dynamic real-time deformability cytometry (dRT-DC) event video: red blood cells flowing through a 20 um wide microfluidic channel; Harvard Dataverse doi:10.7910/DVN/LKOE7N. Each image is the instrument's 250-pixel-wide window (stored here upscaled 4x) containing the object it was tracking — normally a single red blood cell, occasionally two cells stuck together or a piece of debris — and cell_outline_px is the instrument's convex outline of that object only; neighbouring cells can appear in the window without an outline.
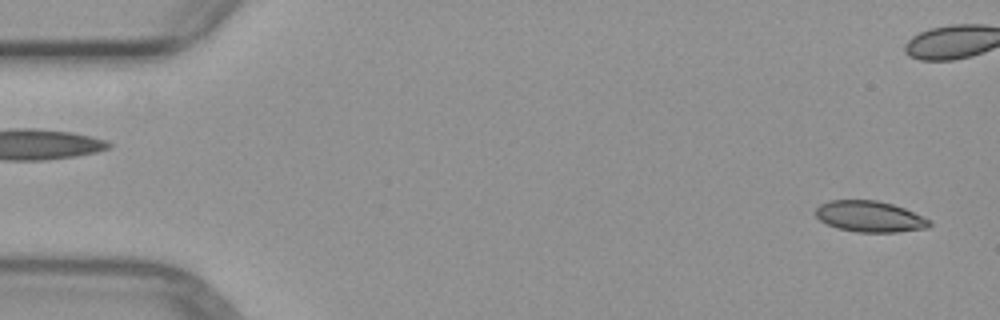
{"species": "common noctule bat (a hibernating species)", "species_latin": "Nyctalus noctula", "temperature_condition": "warm", "stored_images_in_passage": 4, "segment_of_instrument_passage": [2, 2], "camera_frame_rate_fps": 3000, "um_per_image_px": 0.085, "animal": {"sex": "female", "body_mass_g": 29.2, "forearm_length_mm": 56.3}, "frame": {"image": 1, "passage_image": 4, "time_ms": 5.0, "image_size_px": [1000, 320], "cell_outline_px": [[932, 224], [928, 228], [896, 232], [856, 232], [836, 228], [820, 220], [816, 216], [816, 208], [820, 204], [832, 200], [876, 200], [892, 204], [904, 208], [932, 220]], "centroid_in_image_um": [73.95, 18.41], "position_along_channel_um": 11.0, "area_um2": 20.63}}